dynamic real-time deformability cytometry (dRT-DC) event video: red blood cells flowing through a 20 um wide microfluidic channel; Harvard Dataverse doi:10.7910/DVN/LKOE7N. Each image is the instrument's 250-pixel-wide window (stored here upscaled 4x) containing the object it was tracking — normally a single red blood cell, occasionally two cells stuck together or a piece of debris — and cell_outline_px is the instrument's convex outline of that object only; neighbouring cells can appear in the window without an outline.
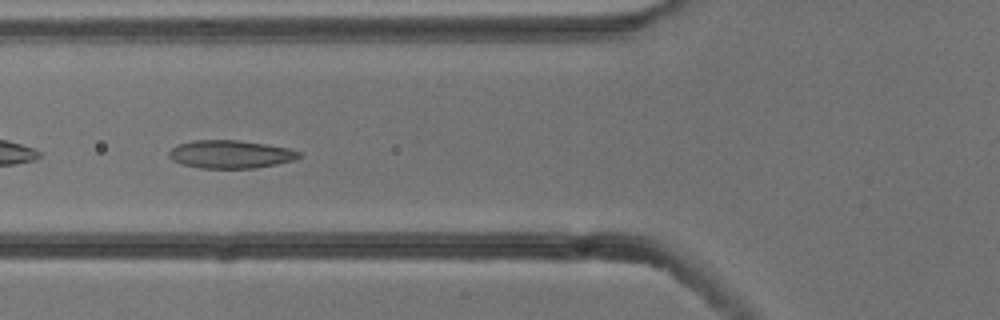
{"species": "common noctule bat (a hibernating species)", "species_latin": "Nyctalus noctula", "temperature_condition": "cold", "stored_images_in_passage": 8, "camera_frame_rate_fps": 3000, "um_per_image_px": 0.085, "animal": {"sex": "male", "body_mass_g": 13.3}, "frame": {"image": 1, "passage_image": 6, "time_ms": 1.667, "image_size_px": [1000, 320], "cell_outline_px": [[304, 156], [296, 160], [256, 168], [200, 168], [180, 164], [172, 160], [168, 156], [168, 152], [172, 148], [180, 144], [196, 140], [240, 140], [288, 148], [304, 152]], "centroid_in_image_um": [19.64, 13.12], "position_along_channel_um": 106.2, "area_um2": 21.44}}
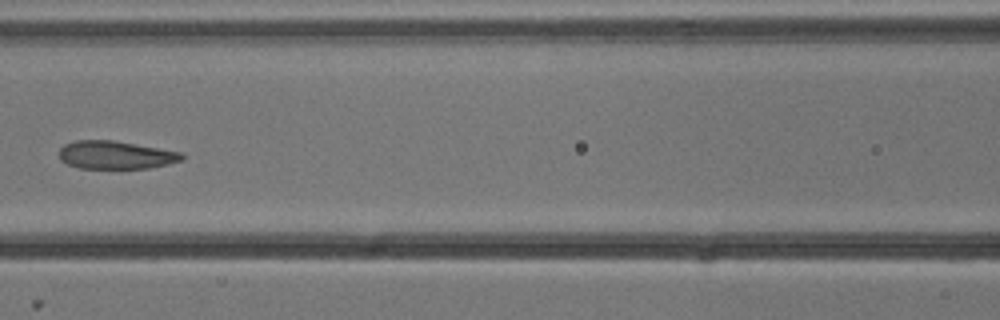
{"frame": {"image": 2, "passage_image": 7, "time_ms": 2.0, "image_size_px": [1000, 320], "cell_outline_px": [[184, 160], [168, 164], [148, 168], [80, 168], [68, 164], [60, 160], [60, 148], [64, 144], [76, 140], [112, 140], [180, 152], [184, 156]], "centroid_in_image_um": [9.82, 13.17], "position_along_channel_um": 156.8, "area_um2": 19.88}}
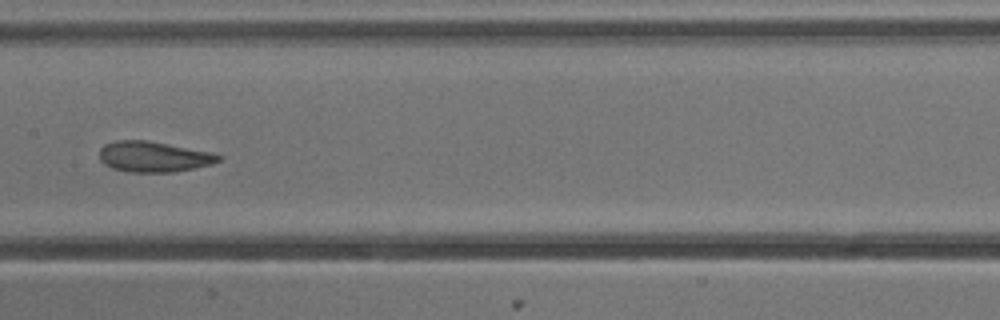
{"frame": {"image": 3, "passage_image": 8, "time_ms": 2.333, "image_size_px": [1000, 320], "cell_outline_px": [[224, 156], [220, 160], [212, 164], [172, 172], [132, 172], [112, 168], [104, 164], [100, 160], [100, 148], [104, 144], [116, 140], [148, 140], [208, 152]], "centroid_in_image_um": [13.02, 13.31], "position_along_channel_um": 194.4, "area_um2": 21.04}}